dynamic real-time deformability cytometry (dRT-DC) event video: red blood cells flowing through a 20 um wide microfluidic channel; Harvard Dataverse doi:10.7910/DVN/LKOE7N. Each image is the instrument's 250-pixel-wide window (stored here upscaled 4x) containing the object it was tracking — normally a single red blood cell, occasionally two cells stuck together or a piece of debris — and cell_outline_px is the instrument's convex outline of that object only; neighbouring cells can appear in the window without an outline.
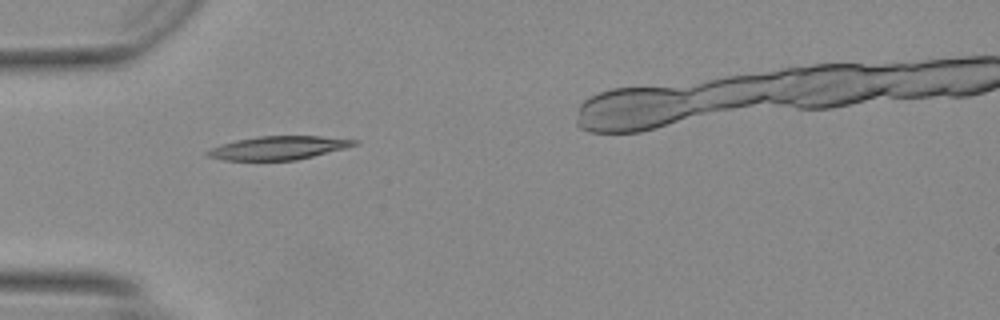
{"species": "Egyptian fruit bat (a non-hibernating species)", "species_latin": "Rousettus aegyptiacus", "temperature_condition": "warm", "stored_images_in_passage": 34, "camera_frame_rate_fps": 3000, "um_per_image_px": 0.085, "animal": {"sex": "female"}, "frame": {"image": 1, "passage_image": 6, "time_ms": 1.667, "image_size_px": [1000, 320], "cell_outline_px": [[328, 148], [320, 152], [304, 156], [284, 160], [244, 160], [252, 140], [280, 136], [308, 136], [328, 140]], "centroid_in_image_um": [24.22, 12.56], "position_along_channel_um": 60.8, "area_um2": 11.5}}
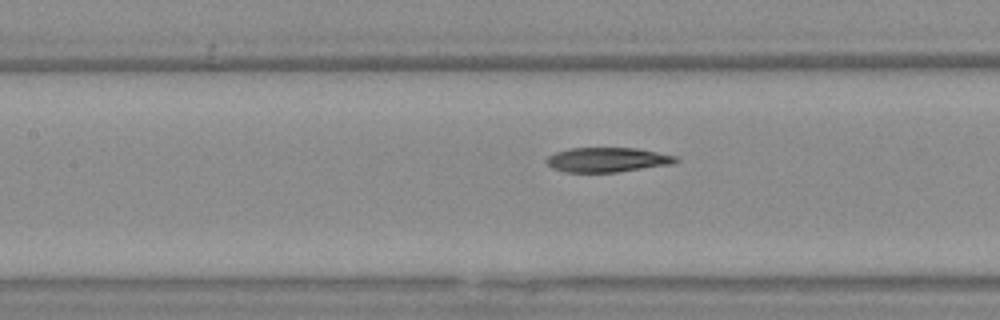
{"frame": {"image": 2, "passage_image": 13, "time_ms": 4.0, "image_size_px": [1000, 320], "cell_outline_px": [[672, 160], [628, 168], [600, 172], [588, 172], [572, 168], [568, 152], [588, 148], [620, 148], [644, 152], [664, 156]], "centroid_in_image_um": [51.96, 13.53], "position_along_channel_um": 155.4, "area_um2": 12.43}}
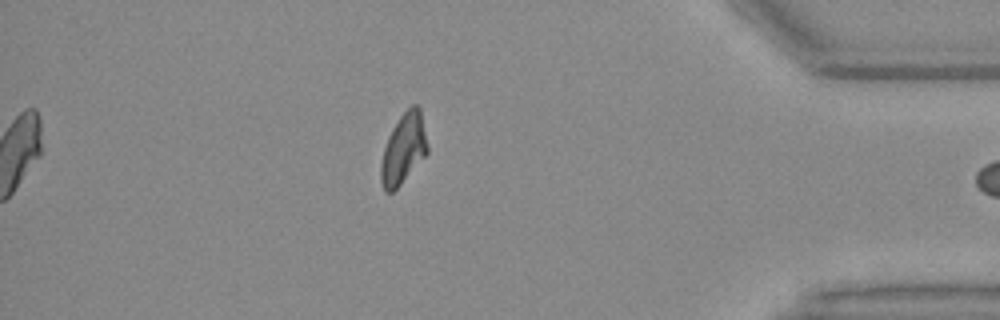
{"frame": {"image": 3, "passage_image": 33, "time_ms": 10.667, "image_size_px": [1000, 320], "cell_outline_px": [[424, 152], [400, 180], [392, 188], [388, 188], [384, 184], [384, 156], [388, 144], [396, 128], [404, 116], [416, 112], [420, 124], [424, 144]], "centroid_in_image_um": [34.26, 12.73], "position_along_channel_um": 400.9, "area_um2": 13.81}}